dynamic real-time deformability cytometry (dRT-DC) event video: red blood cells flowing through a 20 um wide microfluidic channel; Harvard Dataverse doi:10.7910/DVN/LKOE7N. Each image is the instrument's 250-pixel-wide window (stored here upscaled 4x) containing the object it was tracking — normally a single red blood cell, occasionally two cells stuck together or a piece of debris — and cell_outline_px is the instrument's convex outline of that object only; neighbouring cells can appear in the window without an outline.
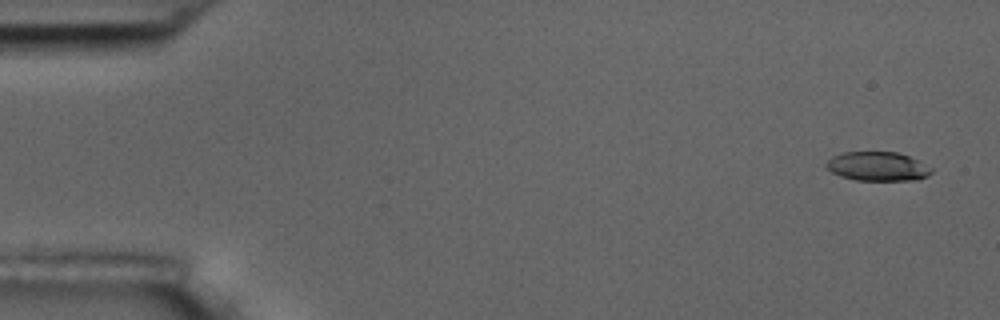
{"species": "common noctule bat (a hibernating species)", "species_latin": "Nyctalus noctula", "temperature_condition": "room temperature", "stored_images_in_passage": 6, "segment_of_instrument_passage": [1, 2], "camera_frame_rate_fps": 3000, "um_per_image_px": 0.085, "animal": {"sex": "male", "body_mass_g": 17.5, "forearm_length_mm": 52.3}, "frame": {"image": 1, "passage_image": 1, "time_ms": 0.0, "image_size_px": [1000, 320], "cell_outline_px": [[932, 172], [928, 176], [916, 180], [856, 180], [840, 176], [832, 172], [824, 164], [832, 156], [844, 152], [896, 152], [908, 156], [932, 168]], "centroid_in_image_um": [74.58, 14.14], "position_along_channel_um": 10.4, "area_um2": 17.69}}
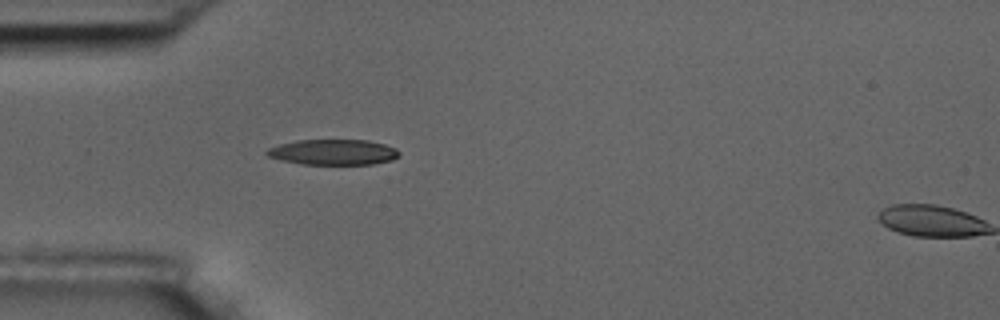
{"frame": {"image": 2, "passage_image": 5, "time_ms": 4.667, "image_size_px": [1000, 320], "cell_outline_px": [[400, 156], [392, 160], [372, 164], [300, 164], [280, 160], [268, 156], [264, 152], [268, 148], [280, 144], [296, 140], [368, 140], [384, 144], [396, 148], [400, 152]], "centroid_in_image_um": [28.33, 12.93], "position_along_channel_um": 56.7, "area_um2": 19.77}}